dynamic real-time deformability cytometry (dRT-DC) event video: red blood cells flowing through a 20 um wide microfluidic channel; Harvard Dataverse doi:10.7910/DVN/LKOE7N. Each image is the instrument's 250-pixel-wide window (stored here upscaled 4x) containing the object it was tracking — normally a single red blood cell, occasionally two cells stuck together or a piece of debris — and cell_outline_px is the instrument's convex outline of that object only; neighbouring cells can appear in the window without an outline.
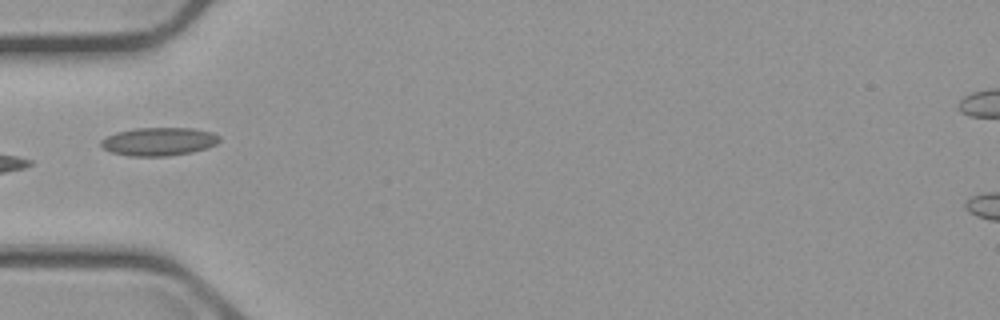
{"species": "common noctule bat (a hibernating species)", "species_latin": "Nyctalus noctula", "temperature_condition": "cold", "stored_images_in_passage": 3, "camera_frame_rate_fps": 3000, "um_per_image_px": 0.085, "animal": {"sex": "male", "body_mass_g": 23.1, "forearm_length_mm": 52.7}, "frame": {"image": 1, "passage_image": 3, "time_ms": 2.667, "image_size_px": [1000, 320], "cell_outline_px": [[220, 140], [216, 144], [208, 148], [192, 152], [168, 156], [132, 156], [112, 152], [104, 148], [100, 144], [100, 140], [116, 132], [136, 128], [192, 128], [212, 132], [220, 136]], "centroid_in_image_um": [13.53, 12.03], "position_along_channel_um": 71.5, "area_um2": 19.48}}